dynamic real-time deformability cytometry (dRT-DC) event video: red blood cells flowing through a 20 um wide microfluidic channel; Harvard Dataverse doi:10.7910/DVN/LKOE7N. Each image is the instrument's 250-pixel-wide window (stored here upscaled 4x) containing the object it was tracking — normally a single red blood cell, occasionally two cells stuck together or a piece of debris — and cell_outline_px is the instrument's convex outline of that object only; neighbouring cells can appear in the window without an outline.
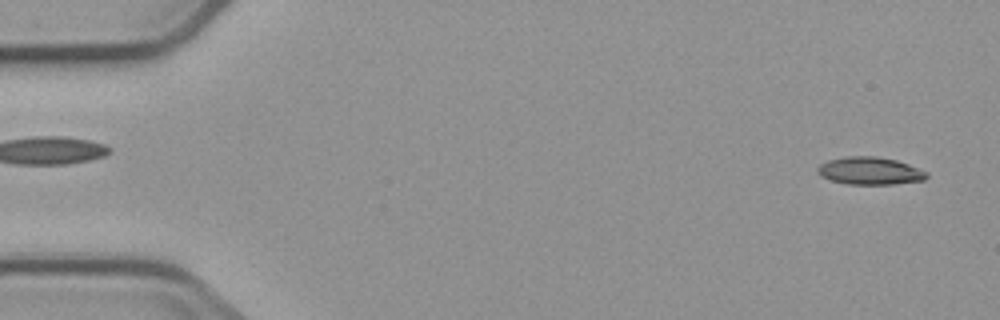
{"species": "common noctule bat (a hibernating species)", "species_latin": "Nyctalus noctula", "temperature_condition": "cold", "stored_images_in_passage": 4, "segment_of_instrument_passage": [2, 2], "camera_frame_rate_fps": 3000, "um_per_image_px": 0.085, "animal": {"sex": "male", "body_mass_g": 23.1, "forearm_length_mm": 52.7}, "frame": {"image": 1, "passage_image": 4, "time_ms": 3.667, "image_size_px": [1000, 320], "cell_outline_px": [[928, 176], [924, 180], [892, 184], [848, 184], [832, 180], [820, 176], [816, 172], [816, 168], [820, 164], [828, 160], [848, 156], [876, 156], [896, 160], [908, 164], [928, 172]], "centroid_in_image_um": [73.93, 14.52], "position_along_channel_um": 11.1, "area_um2": 17.51}}